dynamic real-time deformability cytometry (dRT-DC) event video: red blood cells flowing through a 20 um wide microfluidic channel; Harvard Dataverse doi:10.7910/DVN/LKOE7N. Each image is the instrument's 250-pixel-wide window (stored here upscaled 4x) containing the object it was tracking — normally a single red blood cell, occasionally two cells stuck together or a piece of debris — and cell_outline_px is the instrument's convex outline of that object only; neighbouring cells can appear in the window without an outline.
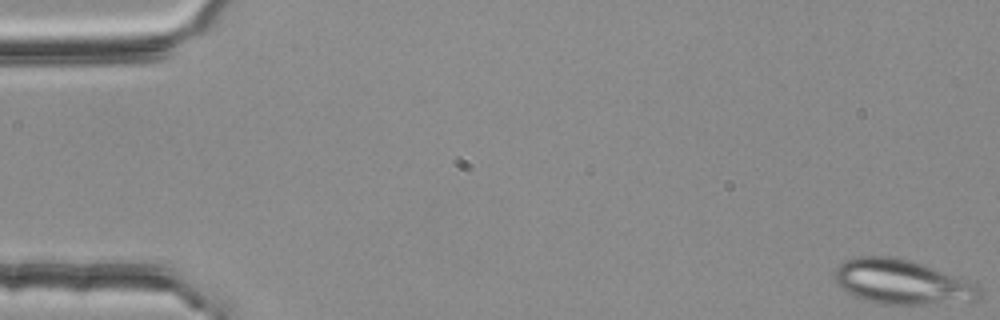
{"species": "common noctule bat (a hibernating species)", "species_latin": "Nyctalus noctula", "temperature_condition": "room temperature", "stored_images_in_passage": 52, "segment_of_instrument_passage": [1, 2], "camera_frame_rate_fps": 3000, "um_per_image_px": 0.085, "animal": {"sex": "female", "body_mass_g": 25.1}, "frame": {"image": 1, "passage_image": 1, "time_ms": 0.0, "image_size_px": [1000, 320], "cell_outline_px": [[980, 296], [976, 300], [924, 304], [880, 304], [860, 300], [844, 292], [836, 284], [836, 268], [840, 264], [852, 256], [892, 256], [924, 264], [976, 284], [980, 288]], "centroid_in_image_um": [76.59, 23.97], "position_along_channel_um": 8.4, "area_um2": 37.69}}